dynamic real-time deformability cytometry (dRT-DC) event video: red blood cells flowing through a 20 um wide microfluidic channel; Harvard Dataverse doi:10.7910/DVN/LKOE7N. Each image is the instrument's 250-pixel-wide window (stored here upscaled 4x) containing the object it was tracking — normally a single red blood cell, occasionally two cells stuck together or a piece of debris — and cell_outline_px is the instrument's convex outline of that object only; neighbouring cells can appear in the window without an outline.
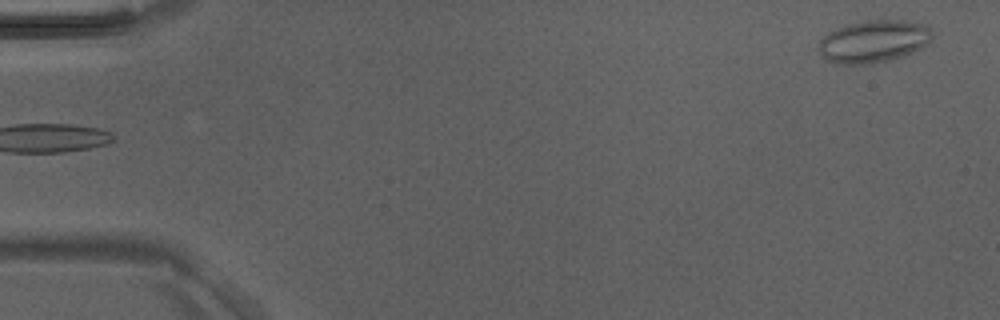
{"species": "Egyptian fruit bat (a non-hibernating species)", "species_latin": "Rousettus aegyptiacus", "temperature_condition": "room temperature", "stored_images_in_passage": 4, "camera_frame_rate_fps": 3000, "um_per_image_px": 0.085, "animal": {"sex": "male"}, "frame": {"image": 1, "passage_image": 4, "time_ms": 1.0, "image_size_px": [1000, 320], "cell_outline_px": [[932, 40], [928, 44], [912, 52], [900, 56], [884, 60], [864, 64], [836, 64], [824, 60], [816, 44], [828, 32], [848, 24], [868, 20], [904, 20], [928, 24], [932, 28]], "centroid_in_image_um": [74.25, 3.5], "position_along_channel_um": 10.7, "area_um2": 28.15}}